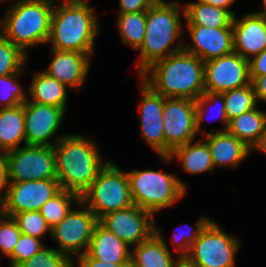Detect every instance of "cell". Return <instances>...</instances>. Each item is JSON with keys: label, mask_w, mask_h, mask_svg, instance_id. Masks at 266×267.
I'll return each mask as SVG.
<instances>
[{"label": "cell", "mask_w": 266, "mask_h": 267, "mask_svg": "<svg viewBox=\"0 0 266 267\" xmlns=\"http://www.w3.org/2000/svg\"><path fill=\"white\" fill-rule=\"evenodd\" d=\"M74 262L55 248H42L36 255L22 263L21 267H73Z\"/></svg>", "instance_id": "36"}, {"label": "cell", "mask_w": 266, "mask_h": 267, "mask_svg": "<svg viewBox=\"0 0 266 267\" xmlns=\"http://www.w3.org/2000/svg\"><path fill=\"white\" fill-rule=\"evenodd\" d=\"M162 229L155 226V232L131 249V267H175L181 260L174 259L169 246L162 237Z\"/></svg>", "instance_id": "21"}, {"label": "cell", "mask_w": 266, "mask_h": 267, "mask_svg": "<svg viewBox=\"0 0 266 267\" xmlns=\"http://www.w3.org/2000/svg\"><path fill=\"white\" fill-rule=\"evenodd\" d=\"M163 126L165 135V156L181 145L194 141L197 133L195 100L164 97Z\"/></svg>", "instance_id": "11"}, {"label": "cell", "mask_w": 266, "mask_h": 267, "mask_svg": "<svg viewBox=\"0 0 266 267\" xmlns=\"http://www.w3.org/2000/svg\"><path fill=\"white\" fill-rule=\"evenodd\" d=\"M80 201L81 197L78 194L62 189L41 207L40 213L52 228L67 216L73 208V203Z\"/></svg>", "instance_id": "29"}, {"label": "cell", "mask_w": 266, "mask_h": 267, "mask_svg": "<svg viewBox=\"0 0 266 267\" xmlns=\"http://www.w3.org/2000/svg\"><path fill=\"white\" fill-rule=\"evenodd\" d=\"M54 4L50 36L51 49L76 51L92 55L99 23L95 8L87 3Z\"/></svg>", "instance_id": "4"}, {"label": "cell", "mask_w": 266, "mask_h": 267, "mask_svg": "<svg viewBox=\"0 0 266 267\" xmlns=\"http://www.w3.org/2000/svg\"><path fill=\"white\" fill-rule=\"evenodd\" d=\"M87 253L97 260L109 263H130L131 249L100 223L95 227Z\"/></svg>", "instance_id": "22"}, {"label": "cell", "mask_w": 266, "mask_h": 267, "mask_svg": "<svg viewBox=\"0 0 266 267\" xmlns=\"http://www.w3.org/2000/svg\"><path fill=\"white\" fill-rule=\"evenodd\" d=\"M199 1L215 7L223 8L229 11L234 17L236 16L235 13L230 10V7L235 2V0H199Z\"/></svg>", "instance_id": "44"}, {"label": "cell", "mask_w": 266, "mask_h": 267, "mask_svg": "<svg viewBox=\"0 0 266 267\" xmlns=\"http://www.w3.org/2000/svg\"><path fill=\"white\" fill-rule=\"evenodd\" d=\"M61 190L57 180L8 183L0 211L11 217L25 211H40L41 207Z\"/></svg>", "instance_id": "12"}, {"label": "cell", "mask_w": 266, "mask_h": 267, "mask_svg": "<svg viewBox=\"0 0 266 267\" xmlns=\"http://www.w3.org/2000/svg\"><path fill=\"white\" fill-rule=\"evenodd\" d=\"M190 141L187 144L174 148L169 156H159L164 163H169L173 158L180 161L182 170L189 174H199L205 171L214 173L211 152L207 142L201 138L194 144Z\"/></svg>", "instance_id": "23"}, {"label": "cell", "mask_w": 266, "mask_h": 267, "mask_svg": "<svg viewBox=\"0 0 266 267\" xmlns=\"http://www.w3.org/2000/svg\"><path fill=\"white\" fill-rule=\"evenodd\" d=\"M257 102H266V75L250 77Z\"/></svg>", "instance_id": "42"}, {"label": "cell", "mask_w": 266, "mask_h": 267, "mask_svg": "<svg viewBox=\"0 0 266 267\" xmlns=\"http://www.w3.org/2000/svg\"><path fill=\"white\" fill-rule=\"evenodd\" d=\"M240 244L238 238L225 233L211 220L184 259L193 267H235Z\"/></svg>", "instance_id": "8"}, {"label": "cell", "mask_w": 266, "mask_h": 267, "mask_svg": "<svg viewBox=\"0 0 266 267\" xmlns=\"http://www.w3.org/2000/svg\"><path fill=\"white\" fill-rule=\"evenodd\" d=\"M140 130L141 139L157 156H165V135L163 126L164 97L154 92L141 80Z\"/></svg>", "instance_id": "16"}, {"label": "cell", "mask_w": 266, "mask_h": 267, "mask_svg": "<svg viewBox=\"0 0 266 267\" xmlns=\"http://www.w3.org/2000/svg\"><path fill=\"white\" fill-rule=\"evenodd\" d=\"M203 138L209 146L214 168L238 167L252 150L228 131L209 132Z\"/></svg>", "instance_id": "20"}, {"label": "cell", "mask_w": 266, "mask_h": 267, "mask_svg": "<svg viewBox=\"0 0 266 267\" xmlns=\"http://www.w3.org/2000/svg\"><path fill=\"white\" fill-rule=\"evenodd\" d=\"M22 234L41 239L47 232L51 234V227L47 224L40 211H25L13 216Z\"/></svg>", "instance_id": "34"}, {"label": "cell", "mask_w": 266, "mask_h": 267, "mask_svg": "<svg viewBox=\"0 0 266 267\" xmlns=\"http://www.w3.org/2000/svg\"><path fill=\"white\" fill-rule=\"evenodd\" d=\"M29 86L28 99L30 102L62 107L66 110L68 98L67 86L55 78L39 70L32 75V82Z\"/></svg>", "instance_id": "24"}, {"label": "cell", "mask_w": 266, "mask_h": 267, "mask_svg": "<svg viewBox=\"0 0 266 267\" xmlns=\"http://www.w3.org/2000/svg\"><path fill=\"white\" fill-rule=\"evenodd\" d=\"M28 55L0 35V76L23 72Z\"/></svg>", "instance_id": "32"}, {"label": "cell", "mask_w": 266, "mask_h": 267, "mask_svg": "<svg viewBox=\"0 0 266 267\" xmlns=\"http://www.w3.org/2000/svg\"><path fill=\"white\" fill-rule=\"evenodd\" d=\"M214 105L216 107L218 106L214 116L224 124V128L220 129V132L227 131L228 129L229 120L226 116L225 100L223 98V95L221 93H211L205 91L198 99L195 100L196 128H197V133H199L200 131L202 136H205L204 133L206 134L208 133L206 132V130H203V132H201L202 131L201 124L203 122V119H206V115L208 114L207 113L208 108L212 107L213 109L215 107ZM211 116H209L208 118H210Z\"/></svg>", "instance_id": "31"}, {"label": "cell", "mask_w": 266, "mask_h": 267, "mask_svg": "<svg viewBox=\"0 0 266 267\" xmlns=\"http://www.w3.org/2000/svg\"><path fill=\"white\" fill-rule=\"evenodd\" d=\"M225 100L228 120L257 107V99L252 84L221 93Z\"/></svg>", "instance_id": "30"}, {"label": "cell", "mask_w": 266, "mask_h": 267, "mask_svg": "<svg viewBox=\"0 0 266 267\" xmlns=\"http://www.w3.org/2000/svg\"><path fill=\"white\" fill-rule=\"evenodd\" d=\"M186 25L212 28H232L234 16L227 10L205 4L199 0L183 5Z\"/></svg>", "instance_id": "26"}, {"label": "cell", "mask_w": 266, "mask_h": 267, "mask_svg": "<svg viewBox=\"0 0 266 267\" xmlns=\"http://www.w3.org/2000/svg\"><path fill=\"white\" fill-rule=\"evenodd\" d=\"M263 1V10L259 11V13L264 14L266 16V0H262Z\"/></svg>", "instance_id": "48"}, {"label": "cell", "mask_w": 266, "mask_h": 267, "mask_svg": "<svg viewBox=\"0 0 266 267\" xmlns=\"http://www.w3.org/2000/svg\"><path fill=\"white\" fill-rule=\"evenodd\" d=\"M64 1L66 3H87L89 4L90 0H61V2Z\"/></svg>", "instance_id": "47"}, {"label": "cell", "mask_w": 266, "mask_h": 267, "mask_svg": "<svg viewBox=\"0 0 266 267\" xmlns=\"http://www.w3.org/2000/svg\"><path fill=\"white\" fill-rule=\"evenodd\" d=\"M254 149L263 152L266 155V127L259 142L252 148V151H255Z\"/></svg>", "instance_id": "45"}, {"label": "cell", "mask_w": 266, "mask_h": 267, "mask_svg": "<svg viewBox=\"0 0 266 267\" xmlns=\"http://www.w3.org/2000/svg\"><path fill=\"white\" fill-rule=\"evenodd\" d=\"M192 45L184 43L183 50L206 62L234 52L232 28H212L186 25Z\"/></svg>", "instance_id": "17"}, {"label": "cell", "mask_w": 266, "mask_h": 267, "mask_svg": "<svg viewBox=\"0 0 266 267\" xmlns=\"http://www.w3.org/2000/svg\"><path fill=\"white\" fill-rule=\"evenodd\" d=\"M205 91L223 93L251 84L249 60L238 53L204 62Z\"/></svg>", "instance_id": "14"}, {"label": "cell", "mask_w": 266, "mask_h": 267, "mask_svg": "<svg viewBox=\"0 0 266 267\" xmlns=\"http://www.w3.org/2000/svg\"><path fill=\"white\" fill-rule=\"evenodd\" d=\"M20 235L21 232L15 219L0 211V259L1 254L7 258L12 254Z\"/></svg>", "instance_id": "38"}, {"label": "cell", "mask_w": 266, "mask_h": 267, "mask_svg": "<svg viewBox=\"0 0 266 267\" xmlns=\"http://www.w3.org/2000/svg\"><path fill=\"white\" fill-rule=\"evenodd\" d=\"M182 6L177 1L158 0L146 11V33L136 62L138 76L152 63L183 50Z\"/></svg>", "instance_id": "3"}, {"label": "cell", "mask_w": 266, "mask_h": 267, "mask_svg": "<svg viewBox=\"0 0 266 267\" xmlns=\"http://www.w3.org/2000/svg\"><path fill=\"white\" fill-rule=\"evenodd\" d=\"M66 110L62 107L24 102L26 145L54 146L65 135H56ZM55 136V137H54ZM57 138L53 142L50 138Z\"/></svg>", "instance_id": "15"}, {"label": "cell", "mask_w": 266, "mask_h": 267, "mask_svg": "<svg viewBox=\"0 0 266 267\" xmlns=\"http://www.w3.org/2000/svg\"><path fill=\"white\" fill-rule=\"evenodd\" d=\"M207 216H202L199 220L195 223V227L190 229L184 230V227L181 228L182 232L179 231L173 234L172 243H174V251H178V255L181 259H184L190 250V247L195 243L197 238L199 237L201 231L205 228V226L211 221ZM189 230V231H188Z\"/></svg>", "instance_id": "35"}, {"label": "cell", "mask_w": 266, "mask_h": 267, "mask_svg": "<svg viewBox=\"0 0 266 267\" xmlns=\"http://www.w3.org/2000/svg\"><path fill=\"white\" fill-rule=\"evenodd\" d=\"M249 75L250 77L266 75V48L249 59Z\"/></svg>", "instance_id": "41"}, {"label": "cell", "mask_w": 266, "mask_h": 267, "mask_svg": "<svg viewBox=\"0 0 266 267\" xmlns=\"http://www.w3.org/2000/svg\"><path fill=\"white\" fill-rule=\"evenodd\" d=\"M73 262V267H131L130 263H109L97 260L92 258L87 252L76 257Z\"/></svg>", "instance_id": "39"}, {"label": "cell", "mask_w": 266, "mask_h": 267, "mask_svg": "<svg viewBox=\"0 0 266 267\" xmlns=\"http://www.w3.org/2000/svg\"><path fill=\"white\" fill-rule=\"evenodd\" d=\"M7 183L57 180L53 146L23 145L4 154Z\"/></svg>", "instance_id": "9"}, {"label": "cell", "mask_w": 266, "mask_h": 267, "mask_svg": "<svg viewBox=\"0 0 266 267\" xmlns=\"http://www.w3.org/2000/svg\"><path fill=\"white\" fill-rule=\"evenodd\" d=\"M7 172H6V162L4 157L0 158V205L6 195L7 190Z\"/></svg>", "instance_id": "43"}, {"label": "cell", "mask_w": 266, "mask_h": 267, "mask_svg": "<svg viewBox=\"0 0 266 267\" xmlns=\"http://www.w3.org/2000/svg\"><path fill=\"white\" fill-rule=\"evenodd\" d=\"M152 213L132 205L103 215L99 223L129 246H136L155 232Z\"/></svg>", "instance_id": "13"}, {"label": "cell", "mask_w": 266, "mask_h": 267, "mask_svg": "<svg viewBox=\"0 0 266 267\" xmlns=\"http://www.w3.org/2000/svg\"><path fill=\"white\" fill-rule=\"evenodd\" d=\"M51 55V62L43 72L68 88L80 89L88 76L92 56L76 51L54 49H51Z\"/></svg>", "instance_id": "19"}, {"label": "cell", "mask_w": 266, "mask_h": 267, "mask_svg": "<svg viewBox=\"0 0 266 267\" xmlns=\"http://www.w3.org/2000/svg\"><path fill=\"white\" fill-rule=\"evenodd\" d=\"M26 145L24 103L0 109V149L5 154Z\"/></svg>", "instance_id": "25"}, {"label": "cell", "mask_w": 266, "mask_h": 267, "mask_svg": "<svg viewBox=\"0 0 266 267\" xmlns=\"http://www.w3.org/2000/svg\"><path fill=\"white\" fill-rule=\"evenodd\" d=\"M22 73L0 76V109L21 105L28 99V93L18 82Z\"/></svg>", "instance_id": "33"}, {"label": "cell", "mask_w": 266, "mask_h": 267, "mask_svg": "<svg viewBox=\"0 0 266 267\" xmlns=\"http://www.w3.org/2000/svg\"><path fill=\"white\" fill-rule=\"evenodd\" d=\"M81 201L98 219L107 213L132 206L127 172L109 161L81 196Z\"/></svg>", "instance_id": "7"}, {"label": "cell", "mask_w": 266, "mask_h": 267, "mask_svg": "<svg viewBox=\"0 0 266 267\" xmlns=\"http://www.w3.org/2000/svg\"><path fill=\"white\" fill-rule=\"evenodd\" d=\"M138 77L165 98L196 100L205 92L204 61L184 50L152 63Z\"/></svg>", "instance_id": "1"}, {"label": "cell", "mask_w": 266, "mask_h": 267, "mask_svg": "<svg viewBox=\"0 0 266 267\" xmlns=\"http://www.w3.org/2000/svg\"><path fill=\"white\" fill-rule=\"evenodd\" d=\"M117 30L124 45L138 50L146 33V11L133 13H118Z\"/></svg>", "instance_id": "28"}, {"label": "cell", "mask_w": 266, "mask_h": 267, "mask_svg": "<svg viewBox=\"0 0 266 267\" xmlns=\"http://www.w3.org/2000/svg\"><path fill=\"white\" fill-rule=\"evenodd\" d=\"M232 33L234 52L249 60L266 48V16L259 12H249L241 19L235 16Z\"/></svg>", "instance_id": "18"}, {"label": "cell", "mask_w": 266, "mask_h": 267, "mask_svg": "<svg viewBox=\"0 0 266 267\" xmlns=\"http://www.w3.org/2000/svg\"><path fill=\"white\" fill-rule=\"evenodd\" d=\"M130 194L134 205L153 215L180 200L187 186L176 175L155 170L127 172Z\"/></svg>", "instance_id": "6"}, {"label": "cell", "mask_w": 266, "mask_h": 267, "mask_svg": "<svg viewBox=\"0 0 266 267\" xmlns=\"http://www.w3.org/2000/svg\"><path fill=\"white\" fill-rule=\"evenodd\" d=\"M54 3V0L16 1L0 21V35L28 55L27 48L48 42Z\"/></svg>", "instance_id": "5"}, {"label": "cell", "mask_w": 266, "mask_h": 267, "mask_svg": "<svg viewBox=\"0 0 266 267\" xmlns=\"http://www.w3.org/2000/svg\"><path fill=\"white\" fill-rule=\"evenodd\" d=\"M4 157V153L2 152V150L0 149V158Z\"/></svg>", "instance_id": "49"}, {"label": "cell", "mask_w": 266, "mask_h": 267, "mask_svg": "<svg viewBox=\"0 0 266 267\" xmlns=\"http://www.w3.org/2000/svg\"><path fill=\"white\" fill-rule=\"evenodd\" d=\"M9 267H21L20 265H13V264H10Z\"/></svg>", "instance_id": "50"}, {"label": "cell", "mask_w": 266, "mask_h": 267, "mask_svg": "<svg viewBox=\"0 0 266 267\" xmlns=\"http://www.w3.org/2000/svg\"><path fill=\"white\" fill-rule=\"evenodd\" d=\"M158 0H119L118 13H133L147 11Z\"/></svg>", "instance_id": "40"}, {"label": "cell", "mask_w": 266, "mask_h": 267, "mask_svg": "<svg viewBox=\"0 0 266 267\" xmlns=\"http://www.w3.org/2000/svg\"><path fill=\"white\" fill-rule=\"evenodd\" d=\"M53 147L57 181L61 189L76 193L80 197L109 162L103 160L95 141L84 135H65Z\"/></svg>", "instance_id": "2"}, {"label": "cell", "mask_w": 266, "mask_h": 267, "mask_svg": "<svg viewBox=\"0 0 266 267\" xmlns=\"http://www.w3.org/2000/svg\"><path fill=\"white\" fill-rule=\"evenodd\" d=\"M44 247L45 245L41 239L21 233L12 254L7 258L9 264L21 265Z\"/></svg>", "instance_id": "37"}, {"label": "cell", "mask_w": 266, "mask_h": 267, "mask_svg": "<svg viewBox=\"0 0 266 267\" xmlns=\"http://www.w3.org/2000/svg\"><path fill=\"white\" fill-rule=\"evenodd\" d=\"M175 267H193L185 259H181Z\"/></svg>", "instance_id": "46"}, {"label": "cell", "mask_w": 266, "mask_h": 267, "mask_svg": "<svg viewBox=\"0 0 266 267\" xmlns=\"http://www.w3.org/2000/svg\"><path fill=\"white\" fill-rule=\"evenodd\" d=\"M76 205L83 208H72L60 223L51 228L50 234L58 243V248L55 249L73 261L75 257L87 252L95 227L99 223L96 215L82 201Z\"/></svg>", "instance_id": "10"}, {"label": "cell", "mask_w": 266, "mask_h": 267, "mask_svg": "<svg viewBox=\"0 0 266 267\" xmlns=\"http://www.w3.org/2000/svg\"><path fill=\"white\" fill-rule=\"evenodd\" d=\"M266 127V111L254 108L231 119L227 131L251 150L259 142Z\"/></svg>", "instance_id": "27"}]
</instances>
